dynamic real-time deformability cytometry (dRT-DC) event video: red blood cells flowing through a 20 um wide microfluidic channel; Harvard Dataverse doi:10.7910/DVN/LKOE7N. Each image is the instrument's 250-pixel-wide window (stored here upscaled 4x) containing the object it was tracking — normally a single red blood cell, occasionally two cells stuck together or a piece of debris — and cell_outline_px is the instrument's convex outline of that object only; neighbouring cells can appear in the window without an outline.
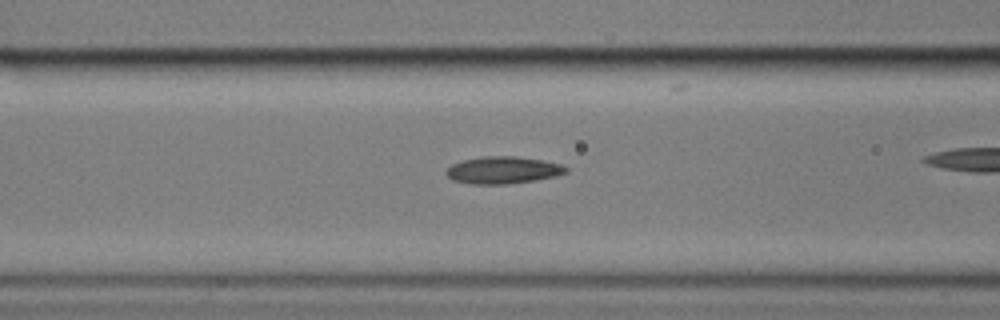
{"species": "common noctule bat (a hibernating species)", "species_latin": "Nyctalus noctula", "temperature_condition": "cold", "stored_images_in_passage": 38, "segment_of_instrument_passage": [1, 2], "camera_frame_rate_fps": 3000, "um_per_image_px": 0.085, "animal": {"sex": "male", "body_mass_g": 17.9}, "frame": {"image": 1, "passage_image": 16, "time_ms": 5.0, "image_size_px": [1000, 320], "cell_outline_px": [[568, 172], [556, 176], [536, 180], [508, 184], [472, 184], [452, 180], [444, 172], [452, 164], [464, 160], [484, 156], [516, 156], [540, 160], [560, 164], [568, 168]], "centroid_in_image_um": [42.75, 14.46], "position_along_channel_um": 123.9, "area_um2": 18.9}}
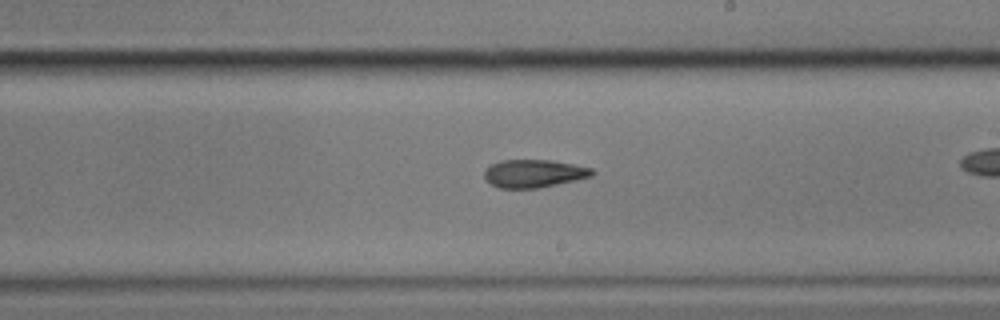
{"frame": {"image": 2, "passage_image": 26, "time_ms": 8.333, "image_size_px": [1000, 320], "cell_outline_px": [[596, 172], [592, 176], [576, 180], [540, 188], [500, 188], [492, 184], [484, 176], [484, 172], [492, 164], [500, 160], [552, 160], [592, 168]], "centroid_in_image_um": [45.42, 14.74], "position_along_channel_um": 243.6, "area_um2": 17.46}}
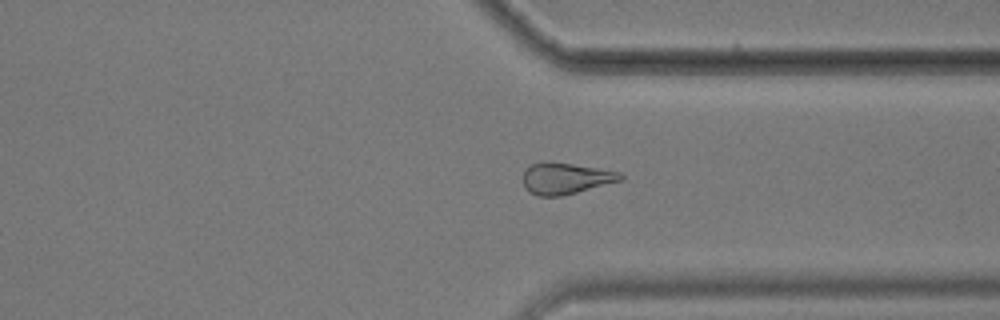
{"frame": {"image": 3, "passage_image": 36, "time_ms": 11.667, "image_size_px": [1000, 320], "cell_outline_px": [[624, 176], [620, 180], [576, 192], [560, 196], [536, 196], [528, 192], [524, 188], [524, 172], [532, 164], [540, 160], [552, 160], [620, 172]], "centroid_in_image_um": [48.01, 15.14], "position_along_channel_um": 363.4, "area_um2": 17.86}}